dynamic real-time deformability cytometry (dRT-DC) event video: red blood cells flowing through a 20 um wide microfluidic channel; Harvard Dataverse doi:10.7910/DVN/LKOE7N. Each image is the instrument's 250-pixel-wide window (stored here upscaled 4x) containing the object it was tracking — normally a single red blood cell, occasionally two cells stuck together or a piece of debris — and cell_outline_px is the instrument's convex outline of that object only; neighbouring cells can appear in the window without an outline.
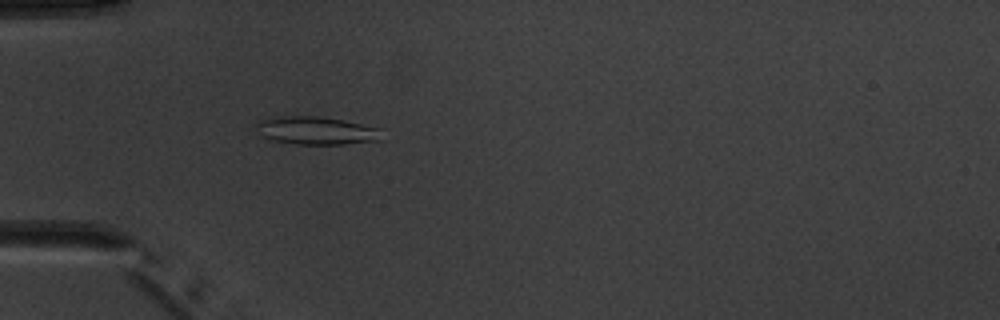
{"species": "common noctule bat (a hibernating species)", "species_latin": "Nyctalus noctula", "temperature_condition": "warm", "stored_images_in_passage": 4, "camera_frame_rate_fps": 3000, "um_per_image_px": 0.085, "animal": {"sex": "male", "body_mass_g": 20.1, "forearm_length_mm": 53.5}, "frame": {"image": 1, "passage_image": 4, "time_ms": 3.667, "image_size_px": [1000, 320], "cell_outline_px": [[384, 140], [344, 144], [296, 144], [272, 140], [260, 136], [256, 124], [260, 120], [276, 116], [316, 116], [344, 120], [380, 128]], "centroid_in_image_um": [26.91, 11.1], "position_along_channel_um": 58.1, "area_um2": 20.63}}